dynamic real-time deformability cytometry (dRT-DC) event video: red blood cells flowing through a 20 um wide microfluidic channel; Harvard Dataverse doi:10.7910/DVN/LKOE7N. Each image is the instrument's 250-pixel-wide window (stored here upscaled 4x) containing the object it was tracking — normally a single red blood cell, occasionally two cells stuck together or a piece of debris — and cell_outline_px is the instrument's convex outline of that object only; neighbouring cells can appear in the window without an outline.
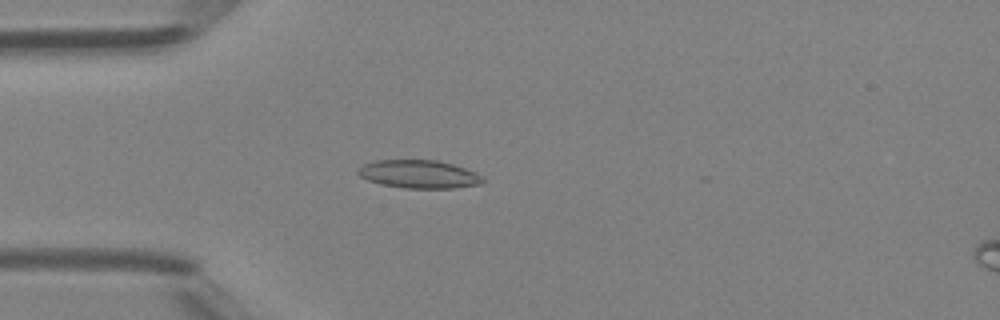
{"species": "Egyptian fruit bat (a non-hibernating species)", "species_latin": "Rousettus aegyptiacus", "temperature_condition": "room temperature", "stored_images_in_passage": 47, "camera_frame_rate_fps": 3000, "um_per_image_px": 0.085, "animal": {"sex": "female"}, "frame": {"image": 1, "passage_image": 13, "time_ms": 4.0, "image_size_px": [1000, 320], "cell_outline_px": [[484, 180], [480, 184], [452, 188], [404, 188], [380, 184], [368, 180], [360, 176], [356, 172], [356, 168], [364, 164], [376, 160], [436, 160], [452, 164], [476, 172]], "centroid_in_image_um": [35.56, 14.8], "position_along_channel_um": 49.4, "area_um2": 20.4}}
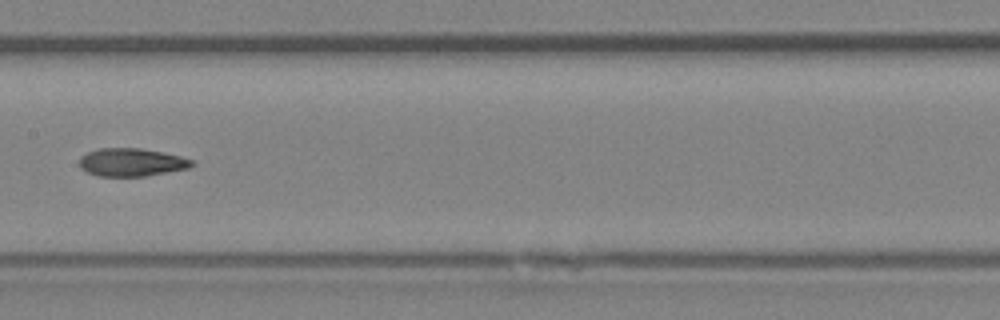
{"frame": {"image": 2, "passage_image": 24, "time_ms": 7.667, "image_size_px": [1000, 320], "cell_outline_px": [[196, 164], [188, 168], [144, 176], [100, 176], [88, 172], [80, 168], [80, 156], [88, 152], [100, 148], [140, 148], [180, 156], [196, 160]], "centroid_in_image_um": [11.2, 13.79], "position_along_channel_um": 196.2, "area_um2": 18.26}}
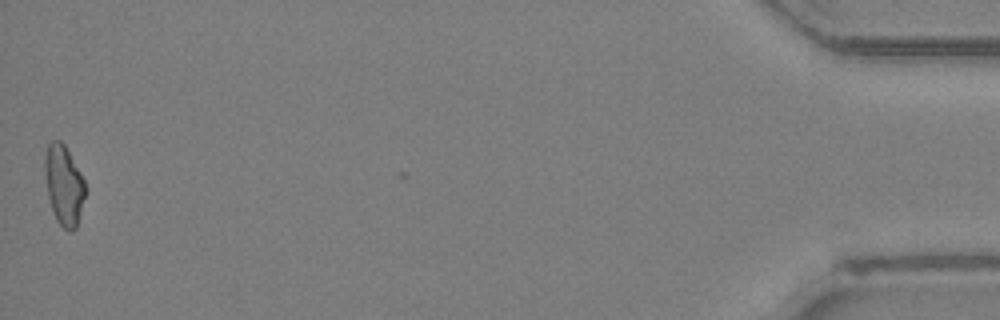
{"frame": {"image": 3, "passage_image": 47, "time_ms": 15.333, "image_size_px": [1000, 320], "cell_outline_px": [[88, 192], [76, 228], [72, 232], [68, 232], [56, 220], [48, 196], [44, 172], [44, 156], [48, 144], [52, 140], [60, 140], [64, 144], [80, 172], [88, 188]], "centroid_in_image_um": [5.46, 15.75], "position_along_channel_um": 429.7, "area_um2": 19.19}, "authors_computed_cell_mechanics": {"area_um2": 18.9006, "velocity_mm_per_s": 4.3223, "shape_relaxation_time_tau1_ms": 5.9291, "shape_relaxation_time_tau2_ms": 2.3664, "deformation_change_tau1": 0.1727, "deformation_change_tau2": 0.0883}}